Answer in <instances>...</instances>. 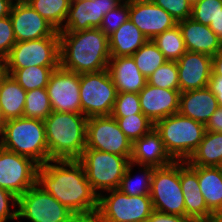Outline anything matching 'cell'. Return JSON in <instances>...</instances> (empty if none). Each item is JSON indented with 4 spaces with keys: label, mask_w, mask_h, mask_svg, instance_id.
I'll use <instances>...</instances> for the list:
<instances>
[{
    "label": "cell",
    "mask_w": 222,
    "mask_h": 222,
    "mask_svg": "<svg viewBox=\"0 0 222 222\" xmlns=\"http://www.w3.org/2000/svg\"><path fill=\"white\" fill-rule=\"evenodd\" d=\"M154 128L160 133L165 149L174 161H185L203 140L206 127L203 123L179 112L158 120Z\"/></svg>",
    "instance_id": "5"
},
{
    "label": "cell",
    "mask_w": 222,
    "mask_h": 222,
    "mask_svg": "<svg viewBox=\"0 0 222 222\" xmlns=\"http://www.w3.org/2000/svg\"><path fill=\"white\" fill-rule=\"evenodd\" d=\"M114 118L117 121L119 128L132 144L154 128V124L144 114Z\"/></svg>",
    "instance_id": "35"
},
{
    "label": "cell",
    "mask_w": 222,
    "mask_h": 222,
    "mask_svg": "<svg viewBox=\"0 0 222 222\" xmlns=\"http://www.w3.org/2000/svg\"><path fill=\"white\" fill-rule=\"evenodd\" d=\"M78 161L86 172L87 180L98 196L109 190L118 189L130 160L96 149H85Z\"/></svg>",
    "instance_id": "7"
},
{
    "label": "cell",
    "mask_w": 222,
    "mask_h": 222,
    "mask_svg": "<svg viewBox=\"0 0 222 222\" xmlns=\"http://www.w3.org/2000/svg\"><path fill=\"white\" fill-rule=\"evenodd\" d=\"M146 222H192L186 216L166 214L157 210H153Z\"/></svg>",
    "instance_id": "43"
},
{
    "label": "cell",
    "mask_w": 222,
    "mask_h": 222,
    "mask_svg": "<svg viewBox=\"0 0 222 222\" xmlns=\"http://www.w3.org/2000/svg\"><path fill=\"white\" fill-rule=\"evenodd\" d=\"M207 87L216 95L219 106H222V76H217L212 73Z\"/></svg>",
    "instance_id": "45"
},
{
    "label": "cell",
    "mask_w": 222,
    "mask_h": 222,
    "mask_svg": "<svg viewBox=\"0 0 222 222\" xmlns=\"http://www.w3.org/2000/svg\"><path fill=\"white\" fill-rule=\"evenodd\" d=\"M205 127L209 132H222V106L217 108Z\"/></svg>",
    "instance_id": "44"
},
{
    "label": "cell",
    "mask_w": 222,
    "mask_h": 222,
    "mask_svg": "<svg viewBox=\"0 0 222 222\" xmlns=\"http://www.w3.org/2000/svg\"><path fill=\"white\" fill-rule=\"evenodd\" d=\"M198 182L207 208L222 209V167H198Z\"/></svg>",
    "instance_id": "28"
},
{
    "label": "cell",
    "mask_w": 222,
    "mask_h": 222,
    "mask_svg": "<svg viewBox=\"0 0 222 222\" xmlns=\"http://www.w3.org/2000/svg\"><path fill=\"white\" fill-rule=\"evenodd\" d=\"M212 73L222 76V49L212 57Z\"/></svg>",
    "instance_id": "47"
},
{
    "label": "cell",
    "mask_w": 222,
    "mask_h": 222,
    "mask_svg": "<svg viewBox=\"0 0 222 222\" xmlns=\"http://www.w3.org/2000/svg\"><path fill=\"white\" fill-rule=\"evenodd\" d=\"M148 38L128 19L109 36L111 57L132 56Z\"/></svg>",
    "instance_id": "25"
},
{
    "label": "cell",
    "mask_w": 222,
    "mask_h": 222,
    "mask_svg": "<svg viewBox=\"0 0 222 222\" xmlns=\"http://www.w3.org/2000/svg\"><path fill=\"white\" fill-rule=\"evenodd\" d=\"M150 198L154 210L166 214L186 216L180 183V161L154 168Z\"/></svg>",
    "instance_id": "8"
},
{
    "label": "cell",
    "mask_w": 222,
    "mask_h": 222,
    "mask_svg": "<svg viewBox=\"0 0 222 222\" xmlns=\"http://www.w3.org/2000/svg\"><path fill=\"white\" fill-rule=\"evenodd\" d=\"M179 91L201 89L208 86L212 74V57L186 51L177 61Z\"/></svg>",
    "instance_id": "18"
},
{
    "label": "cell",
    "mask_w": 222,
    "mask_h": 222,
    "mask_svg": "<svg viewBox=\"0 0 222 222\" xmlns=\"http://www.w3.org/2000/svg\"><path fill=\"white\" fill-rule=\"evenodd\" d=\"M46 21L59 31L70 7V0H25Z\"/></svg>",
    "instance_id": "31"
},
{
    "label": "cell",
    "mask_w": 222,
    "mask_h": 222,
    "mask_svg": "<svg viewBox=\"0 0 222 222\" xmlns=\"http://www.w3.org/2000/svg\"><path fill=\"white\" fill-rule=\"evenodd\" d=\"M36 184L72 211L81 221H93L98 194L78 160H50L37 169Z\"/></svg>",
    "instance_id": "1"
},
{
    "label": "cell",
    "mask_w": 222,
    "mask_h": 222,
    "mask_svg": "<svg viewBox=\"0 0 222 222\" xmlns=\"http://www.w3.org/2000/svg\"><path fill=\"white\" fill-rule=\"evenodd\" d=\"M14 2L13 0H0V18L10 15Z\"/></svg>",
    "instance_id": "48"
},
{
    "label": "cell",
    "mask_w": 222,
    "mask_h": 222,
    "mask_svg": "<svg viewBox=\"0 0 222 222\" xmlns=\"http://www.w3.org/2000/svg\"><path fill=\"white\" fill-rule=\"evenodd\" d=\"M218 107L216 95L208 87L180 93L179 113L204 125Z\"/></svg>",
    "instance_id": "24"
},
{
    "label": "cell",
    "mask_w": 222,
    "mask_h": 222,
    "mask_svg": "<svg viewBox=\"0 0 222 222\" xmlns=\"http://www.w3.org/2000/svg\"><path fill=\"white\" fill-rule=\"evenodd\" d=\"M191 6L195 5L199 0H187Z\"/></svg>",
    "instance_id": "53"
},
{
    "label": "cell",
    "mask_w": 222,
    "mask_h": 222,
    "mask_svg": "<svg viewBox=\"0 0 222 222\" xmlns=\"http://www.w3.org/2000/svg\"><path fill=\"white\" fill-rule=\"evenodd\" d=\"M59 66H29L23 69H5L17 83L27 92L38 88H46L49 77Z\"/></svg>",
    "instance_id": "30"
},
{
    "label": "cell",
    "mask_w": 222,
    "mask_h": 222,
    "mask_svg": "<svg viewBox=\"0 0 222 222\" xmlns=\"http://www.w3.org/2000/svg\"><path fill=\"white\" fill-rule=\"evenodd\" d=\"M3 62L5 69L60 66V37L49 36L37 40L16 42Z\"/></svg>",
    "instance_id": "11"
},
{
    "label": "cell",
    "mask_w": 222,
    "mask_h": 222,
    "mask_svg": "<svg viewBox=\"0 0 222 222\" xmlns=\"http://www.w3.org/2000/svg\"><path fill=\"white\" fill-rule=\"evenodd\" d=\"M180 91L146 84L138 93L142 113L155 124L158 120L179 112Z\"/></svg>",
    "instance_id": "20"
},
{
    "label": "cell",
    "mask_w": 222,
    "mask_h": 222,
    "mask_svg": "<svg viewBox=\"0 0 222 222\" xmlns=\"http://www.w3.org/2000/svg\"><path fill=\"white\" fill-rule=\"evenodd\" d=\"M46 90L52 111L81 114L80 74L59 66L51 73Z\"/></svg>",
    "instance_id": "14"
},
{
    "label": "cell",
    "mask_w": 222,
    "mask_h": 222,
    "mask_svg": "<svg viewBox=\"0 0 222 222\" xmlns=\"http://www.w3.org/2000/svg\"><path fill=\"white\" fill-rule=\"evenodd\" d=\"M60 66L78 73H95L108 68L109 37L100 28L59 32Z\"/></svg>",
    "instance_id": "2"
},
{
    "label": "cell",
    "mask_w": 222,
    "mask_h": 222,
    "mask_svg": "<svg viewBox=\"0 0 222 222\" xmlns=\"http://www.w3.org/2000/svg\"><path fill=\"white\" fill-rule=\"evenodd\" d=\"M6 70H5V65L4 62L2 60H0V81L3 78V76L5 75Z\"/></svg>",
    "instance_id": "51"
},
{
    "label": "cell",
    "mask_w": 222,
    "mask_h": 222,
    "mask_svg": "<svg viewBox=\"0 0 222 222\" xmlns=\"http://www.w3.org/2000/svg\"><path fill=\"white\" fill-rule=\"evenodd\" d=\"M87 120L83 114L52 111L44 120L50 160H78L86 149Z\"/></svg>",
    "instance_id": "3"
},
{
    "label": "cell",
    "mask_w": 222,
    "mask_h": 222,
    "mask_svg": "<svg viewBox=\"0 0 222 222\" xmlns=\"http://www.w3.org/2000/svg\"><path fill=\"white\" fill-rule=\"evenodd\" d=\"M209 27L222 40V9L219 10L214 21H211Z\"/></svg>",
    "instance_id": "46"
},
{
    "label": "cell",
    "mask_w": 222,
    "mask_h": 222,
    "mask_svg": "<svg viewBox=\"0 0 222 222\" xmlns=\"http://www.w3.org/2000/svg\"><path fill=\"white\" fill-rule=\"evenodd\" d=\"M124 0H72L59 32H78L100 28L104 15Z\"/></svg>",
    "instance_id": "15"
},
{
    "label": "cell",
    "mask_w": 222,
    "mask_h": 222,
    "mask_svg": "<svg viewBox=\"0 0 222 222\" xmlns=\"http://www.w3.org/2000/svg\"><path fill=\"white\" fill-rule=\"evenodd\" d=\"M107 69L118 93H139L147 84L132 56L111 57Z\"/></svg>",
    "instance_id": "23"
},
{
    "label": "cell",
    "mask_w": 222,
    "mask_h": 222,
    "mask_svg": "<svg viewBox=\"0 0 222 222\" xmlns=\"http://www.w3.org/2000/svg\"><path fill=\"white\" fill-rule=\"evenodd\" d=\"M154 3L162 7L177 22L191 18L192 6L187 0H156Z\"/></svg>",
    "instance_id": "41"
},
{
    "label": "cell",
    "mask_w": 222,
    "mask_h": 222,
    "mask_svg": "<svg viewBox=\"0 0 222 222\" xmlns=\"http://www.w3.org/2000/svg\"><path fill=\"white\" fill-rule=\"evenodd\" d=\"M131 1H137L141 3H154L156 0H131Z\"/></svg>",
    "instance_id": "52"
},
{
    "label": "cell",
    "mask_w": 222,
    "mask_h": 222,
    "mask_svg": "<svg viewBox=\"0 0 222 222\" xmlns=\"http://www.w3.org/2000/svg\"><path fill=\"white\" fill-rule=\"evenodd\" d=\"M129 19V0H124L116 8L104 15L100 29L109 37Z\"/></svg>",
    "instance_id": "38"
},
{
    "label": "cell",
    "mask_w": 222,
    "mask_h": 222,
    "mask_svg": "<svg viewBox=\"0 0 222 222\" xmlns=\"http://www.w3.org/2000/svg\"><path fill=\"white\" fill-rule=\"evenodd\" d=\"M117 94L108 69L80 74L81 114L87 118L111 115Z\"/></svg>",
    "instance_id": "10"
},
{
    "label": "cell",
    "mask_w": 222,
    "mask_h": 222,
    "mask_svg": "<svg viewBox=\"0 0 222 222\" xmlns=\"http://www.w3.org/2000/svg\"><path fill=\"white\" fill-rule=\"evenodd\" d=\"M147 83L158 88L179 90L177 62L166 61L147 78Z\"/></svg>",
    "instance_id": "36"
},
{
    "label": "cell",
    "mask_w": 222,
    "mask_h": 222,
    "mask_svg": "<svg viewBox=\"0 0 222 222\" xmlns=\"http://www.w3.org/2000/svg\"><path fill=\"white\" fill-rule=\"evenodd\" d=\"M132 145L111 115L88 118L86 149L125 156L130 160Z\"/></svg>",
    "instance_id": "12"
},
{
    "label": "cell",
    "mask_w": 222,
    "mask_h": 222,
    "mask_svg": "<svg viewBox=\"0 0 222 222\" xmlns=\"http://www.w3.org/2000/svg\"><path fill=\"white\" fill-rule=\"evenodd\" d=\"M132 57L136 66L146 78L167 61L152 40L143 44Z\"/></svg>",
    "instance_id": "33"
},
{
    "label": "cell",
    "mask_w": 222,
    "mask_h": 222,
    "mask_svg": "<svg viewBox=\"0 0 222 222\" xmlns=\"http://www.w3.org/2000/svg\"><path fill=\"white\" fill-rule=\"evenodd\" d=\"M187 163L198 167H222V132L206 131Z\"/></svg>",
    "instance_id": "27"
},
{
    "label": "cell",
    "mask_w": 222,
    "mask_h": 222,
    "mask_svg": "<svg viewBox=\"0 0 222 222\" xmlns=\"http://www.w3.org/2000/svg\"><path fill=\"white\" fill-rule=\"evenodd\" d=\"M180 183L185 203L186 217L192 222H209L212 212L207 208L198 182V166L180 161Z\"/></svg>",
    "instance_id": "19"
},
{
    "label": "cell",
    "mask_w": 222,
    "mask_h": 222,
    "mask_svg": "<svg viewBox=\"0 0 222 222\" xmlns=\"http://www.w3.org/2000/svg\"><path fill=\"white\" fill-rule=\"evenodd\" d=\"M187 51L203 53L213 57L222 49V40L209 26L192 18L178 21Z\"/></svg>",
    "instance_id": "22"
},
{
    "label": "cell",
    "mask_w": 222,
    "mask_h": 222,
    "mask_svg": "<svg viewBox=\"0 0 222 222\" xmlns=\"http://www.w3.org/2000/svg\"><path fill=\"white\" fill-rule=\"evenodd\" d=\"M0 146L31 158L39 166L49 161L44 120L25 117L6 120Z\"/></svg>",
    "instance_id": "4"
},
{
    "label": "cell",
    "mask_w": 222,
    "mask_h": 222,
    "mask_svg": "<svg viewBox=\"0 0 222 222\" xmlns=\"http://www.w3.org/2000/svg\"><path fill=\"white\" fill-rule=\"evenodd\" d=\"M221 9L222 0H199L192 6L191 18L196 22L209 26Z\"/></svg>",
    "instance_id": "39"
},
{
    "label": "cell",
    "mask_w": 222,
    "mask_h": 222,
    "mask_svg": "<svg viewBox=\"0 0 222 222\" xmlns=\"http://www.w3.org/2000/svg\"><path fill=\"white\" fill-rule=\"evenodd\" d=\"M152 41L167 61H177L187 51L178 25L155 36Z\"/></svg>",
    "instance_id": "32"
},
{
    "label": "cell",
    "mask_w": 222,
    "mask_h": 222,
    "mask_svg": "<svg viewBox=\"0 0 222 222\" xmlns=\"http://www.w3.org/2000/svg\"><path fill=\"white\" fill-rule=\"evenodd\" d=\"M18 220V197L0 187V222Z\"/></svg>",
    "instance_id": "40"
},
{
    "label": "cell",
    "mask_w": 222,
    "mask_h": 222,
    "mask_svg": "<svg viewBox=\"0 0 222 222\" xmlns=\"http://www.w3.org/2000/svg\"><path fill=\"white\" fill-rule=\"evenodd\" d=\"M5 124H6V119L4 118L1 107H0V139H1Z\"/></svg>",
    "instance_id": "50"
},
{
    "label": "cell",
    "mask_w": 222,
    "mask_h": 222,
    "mask_svg": "<svg viewBox=\"0 0 222 222\" xmlns=\"http://www.w3.org/2000/svg\"><path fill=\"white\" fill-rule=\"evenodd\" d=\"M129 19L148 40L178 25L177 20L155 3L131 0H129Z\"/></svg>",
    "instance_id": "17"
},
{
    "label": "cell",
    "mask_w": 222,
    "mask_h": 222,
    "mask_svg": "<svg viewBox=\"0 0 222 222\" xmlns=\"http://www.w3.org/2000/svg\"><path fill=\"white\" fill-rule=\"evenodd\" d=\"M143 114L138 93H118L111 112L112 117Z\"/></svg>",
    "instance_id": "37"
},
{
    "label": "cell",
    "mask_w": 222,
    "mask_h": 222,
    "mask_svg": "<svg viewBox=\"0 0 222 222\" xmlns=\"http://www.w3.org/2000/svg\"><path fill=\"white\" fill-rule=\"evenodd\" d=\"M16 43L10 15L0 18V60H4Z\"/></svg>",
    "instance_id": "42"
},
{
    "label": "cell",
    "mask_w": 222,
    "mask_h": 222,
    "mask_svg": "<svg viewBox=\"0 0 222 222\" xmlns=\"http://www.w3.org/2000/svg\"><path fill=\"white\" fill-rule=\"evenodd\" d=\"M209 222H222V209L212 212Z\"/></svg>",
    "instance_id": "49"
},
{
    "label": "cell",
    "mask_w": 222,
    "mask_h": 222,
    "mask_svg": "<svg viewBox=\"0 0 222 222\" xmlns=\"http://www.w3.org/2000/svg\"><path fill=\"white\" fill-rule=\"evenodd\" d=\"M130 162L157 168L167 166L174 160L166 151L160 133L152 128L133 143Z\"/></svg>",
    "instance_id": "21"
},
{
    "label": "cell",
    "mask_w": 222,
    "mask_h": 222,
    "mask_svg": "<svg viewBox=\"0 0 222 222\" xmlns=\"http://www.w3.org/2000/svg\"><path fill=\"white\" fill-rule=\"evenodd\" d=\"M39 165L0 146V187L19 197L36 184Z\"/></svg>",
    "instance_id": "13"
},
{
    "label": "cell",
    "mask_w": 222,
    "mask_h": 222,
    "mask_svg": "<svg viewBox=\"0 0 222 222\" xmlns=\"http://www.w3.org/2000/svg\"><path fill=\"white\" fill-rule=\"evenodd\" d=\"M51 112V103L46 88L26 92L23 117L45 120Z\"/></svg>",
    "instance_id": "34"
},
{
    "label": "cell",
    "mask_w": 222,
    "mask_h": 222,
    "mask_svg": "<svg viewBox=\"0 0 222 222\" xmlns=\"http://www.w3.org/2000/svg\"><path fill=\"white\" fill-rule=\"evenodd\" d=\"M10 19L16 42L59 36L57 31L25 0L14 2Z\"/></svg>",
    "instance_id": "16"
},
{
    "label": "cell",
    "mask_w": 222,
    "mask_h": 222,
    "mask_svg": "<svg viewBox=\"0 0 222 222\" xmlns=\"http://www.w3.org/2000/svg\"><path fill=\"white\" fill-rule=\"evenodd\" d=\"M26 91L10 74L0 81V107L6 120L23 117Z\"/></svg>",
    "instance_id": "26"
},
{
    "label": "cell",
    "mask_w": 222,
    "mask_h": 222,
    "mask_svg": "<svg viewBox=\"0 0 222 222\" xmlns=\"http://www.w3.org/2000/svg\"><path fill=\"white\" fill-rule=\"evenodd\" d=\"M153 210L150 195L130 196L114 189L99 195L93 222H146Z\"/></svg>",
    "instance_id": "6"
},
{
    "label": "cell",
    "mask_w": 222,
    "mask_h": 222,
    "mask_svg": "<svg viewBox=\"0 0 222 222\" xmlns=\"http://www.w3.org/2000/svg\"><path fill=\"white\" fill-rule=\"evenodd\" d=\"M21 218L29 222H83L37 184L18 197V220Z\"/></svg>",
    "instance_id": "9"
},
{
    "label": "cell",
    "mask_w": 222,
    "mask_h": 222,
    "mask_svg": "<svg viewBox=\"0 0 222 222\" xmlns=\"http://www.w3.org/2000/svg\"><path fill=\"white\" fill-rule=\"evenodd\" d=\"M136 167H138V174L140 175H132ZM154 168L155 167L152 166L136 165L130 162L118 189L122 193L130 196L150 195Z\"/></svg>",
    "instance_id": "29"
}]
</instances>
